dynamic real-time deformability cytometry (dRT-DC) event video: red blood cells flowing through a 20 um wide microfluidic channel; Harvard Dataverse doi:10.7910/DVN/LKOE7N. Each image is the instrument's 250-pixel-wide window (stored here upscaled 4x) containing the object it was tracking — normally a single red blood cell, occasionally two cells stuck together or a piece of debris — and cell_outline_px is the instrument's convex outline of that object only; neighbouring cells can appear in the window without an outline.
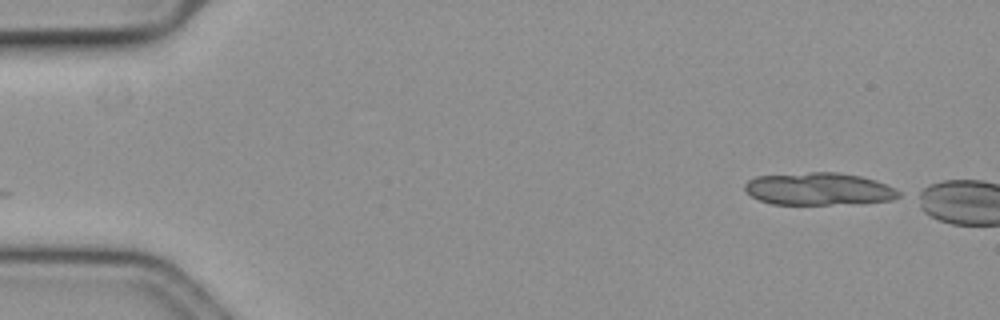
{"species": "common noctule bat (a hibernating species)", "species_latin": "Nyctalus noctula", "temperature_condition": "cold", "stored_images_in_passage": 4, "camera_frame_rate_fps": 3000, "um_per_image_px": 0.085, "animal": {"sex": "female", "body_mass_g": 19.3, "forearm_length_mm": 54.1}, "frame": {"image": 1, "passage_image": 1, "time_ms": 0.0, "image_size_px": [1000, 320], "cell_outline_px": [[900, 196], [892, 200], [864, 204], [772, 204], [760, 200], [752, 196], [744, 188], [744, 184], [748, 180], [756, 176], [812, 172], [836, 172], [860, 176], [876, 180], [900, 192]], "centroid_in_image_um": [69.61, 16.07], "position_along_channel_um": 15.4, "area_um2": 29.19}}